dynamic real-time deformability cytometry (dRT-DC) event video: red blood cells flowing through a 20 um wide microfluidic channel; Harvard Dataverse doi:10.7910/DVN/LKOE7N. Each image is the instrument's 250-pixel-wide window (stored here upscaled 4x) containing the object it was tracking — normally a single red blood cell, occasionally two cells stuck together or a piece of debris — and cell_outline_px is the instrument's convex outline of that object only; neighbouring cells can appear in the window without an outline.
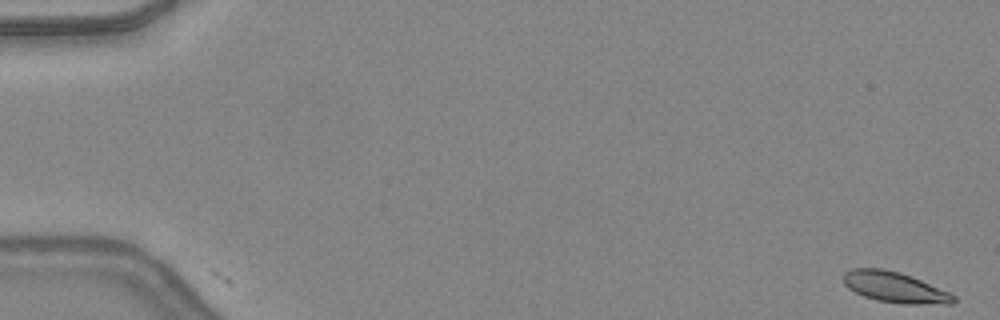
{"species": "common noctule bat (a hibernating species)", "species_latin": "Nyctalus noctula", "temperature_condition": "warm", "stored_images_in_passage": 48, "camera_frame_rate_fps": 3000, "um_per_image_px": 0.085, "animal": {"sex": "female", "body_mass_g": 24.6, "forearm_length_mm": 56.2}, "frame": {"image": 1, "passage_image": 1, "time_ms": 0.0, "image_size_px": [1000, 320], "cell_outline_px": [[956, 300], [952, 304], [904, 304], [876, 300], [864, 296], [848, 288], [844, 284], [844, 272], [852, 268], [880, 268], [900, 272], [920, 280], [948, 292], [956, 296]], "centroid_in_image_um": [76.05, 24.42], "position_along_channel_um": 9.0, "area_um2": 19.54}}
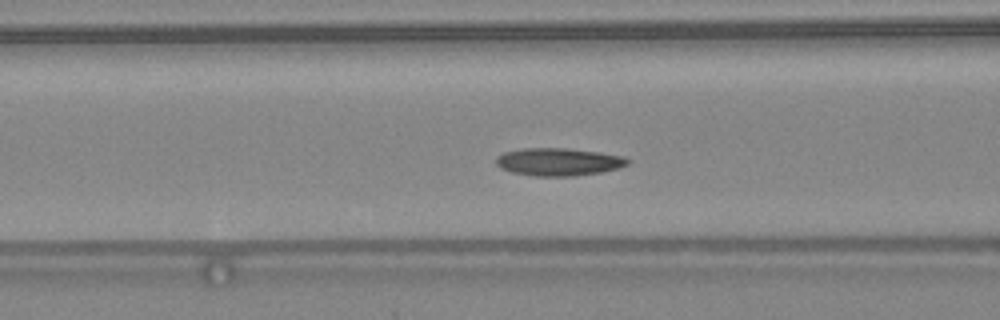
{"frame": {"image": 2, "passage_image": 20, "time_ms": 6.333, "image_size_px": [1000, 320], "cell_outline_px": [[632, 160], [628, 164], [620, 168], [600, 172], [576, 176], [532, 176], [512, 172], [500, 168], [496, 164], [496, 156], [504, 152], [524, 148], [568, 148], [600, 152], [624, 156]], "centroid_in_image_um": [47.5, 13.75], "position_along_channel_um": 119.1, "area_um2": 21.5}}
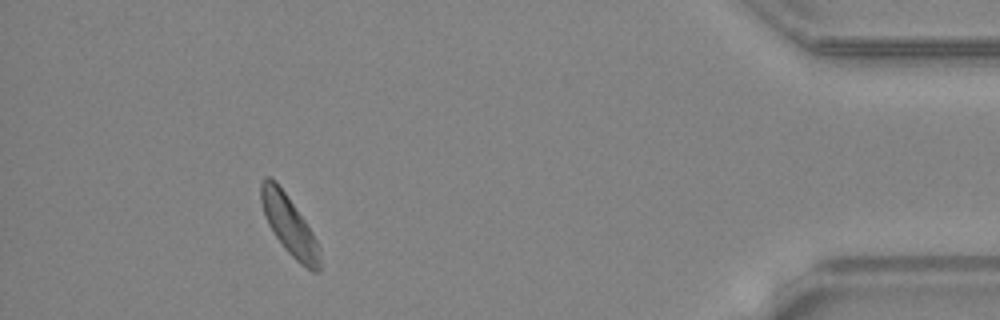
{"frame": {"image": 3, "passage_image": 44, "time_ms": 14.333, "image_size_px": [1000, 320], "cell_outline_px": [[320, 272], [312, 272], [300, 264], [284, 248], [268, 224], [260, 200], [260, 184], [264, 176], [272, 176], [276, 180], [304, 220], [312, 232], [320, 248]], "centroid_in_image_um": [24.58, 19.13], "position_along_channel_um": 410.6, "area_um2": 20.17}, "authors_computed_cell_mechanics": {"area_um2": 19.7965, "velocity_mm_per_s": 4.3443, "shape_relaxation_time_tau1_ms": 2.8383, "shape_relaxation_time_tau2_ms": 6.7296, "deformation_change_tau1": 0.1155, "deformation_change_tau2": 0.1392}}